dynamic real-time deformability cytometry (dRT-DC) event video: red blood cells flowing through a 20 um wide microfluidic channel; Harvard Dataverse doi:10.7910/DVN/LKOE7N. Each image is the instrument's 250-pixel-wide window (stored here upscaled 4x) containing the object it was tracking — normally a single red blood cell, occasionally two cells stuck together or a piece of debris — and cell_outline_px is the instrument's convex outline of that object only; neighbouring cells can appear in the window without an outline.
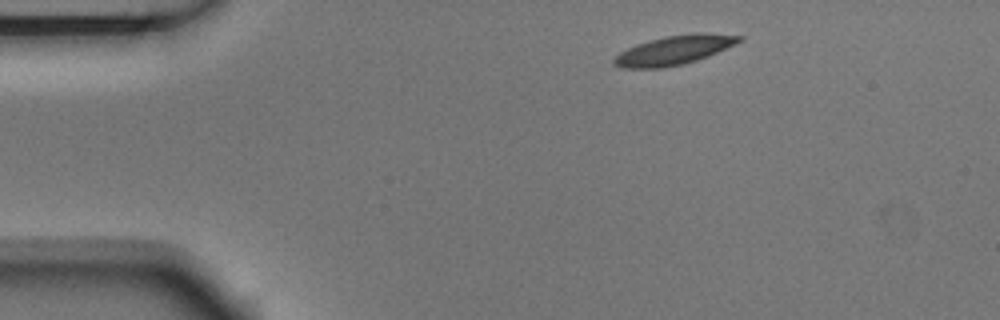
{"species": "Egyptian fruit bat (a non-hibernating species)", "species_latin": "Rousettus aegyptiacus", "temperature_condition": "room temperature", "stored_images_in_passage": 2, "camera_frame_rate_fps": 3000, "um_per_image_px": 0.085, "animal": {"sex": "male"}, "frame": {"image": 1, "passage_image": 1, "time_ms": 0.0, "image_size_px": [1000, 320], "cell_outline_px": [[744, 40], [708, 56], [684, 64], [664, 68], [620, 68], [612, 64], [612, 60], [620, 52], [636, 44], [648, 40], [664, 36], [696, 32], [700, 32], [744, 36]], "centroid_in_image_um": [57.29, 4.26], "position_along_channel_um": 27.7, "area_um2": 21.44}}